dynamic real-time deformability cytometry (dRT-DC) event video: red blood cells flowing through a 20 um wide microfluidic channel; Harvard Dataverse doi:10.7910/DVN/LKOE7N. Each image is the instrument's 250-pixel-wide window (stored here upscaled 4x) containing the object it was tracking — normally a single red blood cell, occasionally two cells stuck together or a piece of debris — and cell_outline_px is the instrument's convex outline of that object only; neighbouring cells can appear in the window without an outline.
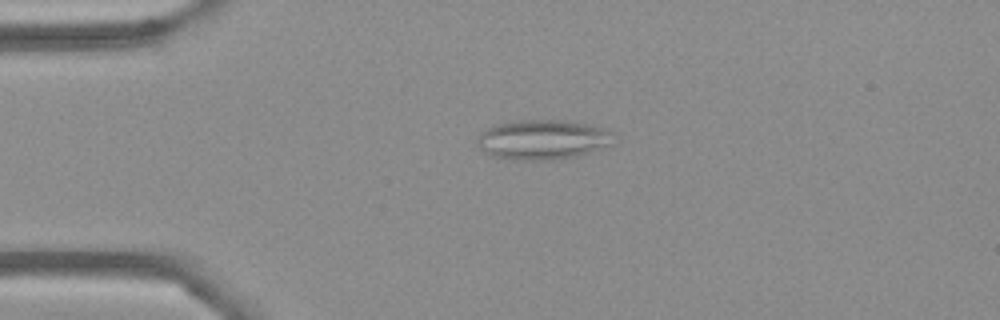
{"species": "Egyptian fruit bat (a non-hibernating species)", "species_latin": "Rousettus aegyptiacus", "temperature_condition": "cold", "stored_images_in_passage": 46, "camera_frame_rate_fps": 3000, "um_per_image_px": 0.085, "frame": {"image": 1, "passage_image": 4, "time_ms": 1.0, "image_size_px": [1000, 320], "cell_outline_px": [[620, 136], [612, 144], [576, 156], [552, 160], [512, 160], [492, 156], [484, 152], [476, 144], [476, 140], [480, 132], [496, 124], [516, 120], [564, 120], [588, 124], [608, 128]], "centroid_in_image_um": [46.17, 11.86], "position_along_channel_um": 38.8, "area_um2": 32.25}}
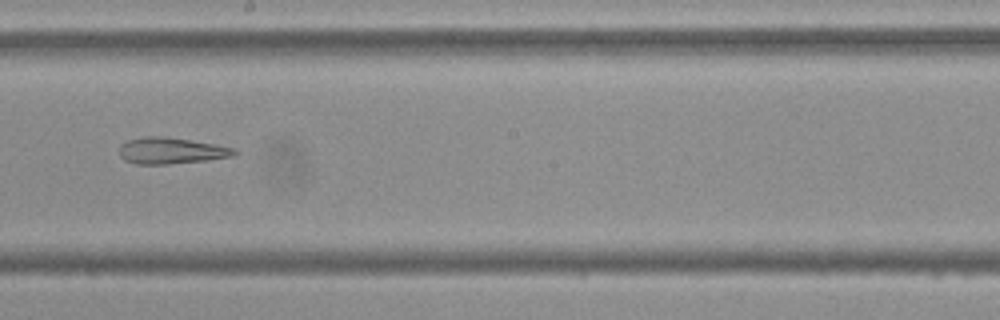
{"frame": {"image": 2, "passage_image": 22, "time_ms": 7.0, "image_size_px": [1000, 320], "cell_outline_px": [[240, 152], [236, 156], [208, 160], [168, 164], [136, 164], [124, 160], [120, 156], [120, 144], [128, 140], [140, 136], [164, 136], [236, 148]], "centroid_in_image_um": [14.56, 12.81], "position_along_channel_um": 233.6, "area_um2": 17.8}}
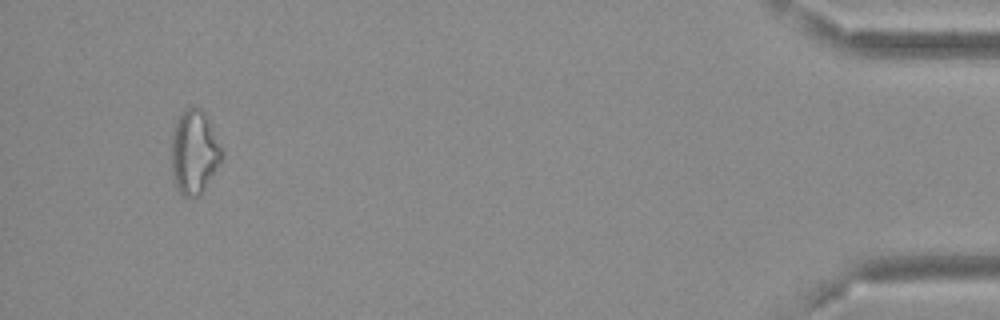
{"frame": {"image": 3, "passage_image": 43, "time_ms": 14.0, "image_size_px": [1000, 320], "cell_outline_px": [[224, 156], [220, 164], [204, 188], [196, 196], [184, 196], [176, 188], [172, 172], [172, 128], [176, 120], [188, 108], [200, 108], [204, 112], [224, 152]], "centroid_in_image_um": [16.51, 12.93], "position_along_channel_um": 418.7, "area_um2": 24.28}, "authors_computed_cell_mechanics": {"area_um2": 21.3282, "velocity_mm_per_s": 3.7052, "shape_relaxation_time_tau1_ms": null, "shape_relaxation_time_tau2_ms": 5.5053, "deformation_change_tau1": null, "deformation_change_tau2": 0.1922}}